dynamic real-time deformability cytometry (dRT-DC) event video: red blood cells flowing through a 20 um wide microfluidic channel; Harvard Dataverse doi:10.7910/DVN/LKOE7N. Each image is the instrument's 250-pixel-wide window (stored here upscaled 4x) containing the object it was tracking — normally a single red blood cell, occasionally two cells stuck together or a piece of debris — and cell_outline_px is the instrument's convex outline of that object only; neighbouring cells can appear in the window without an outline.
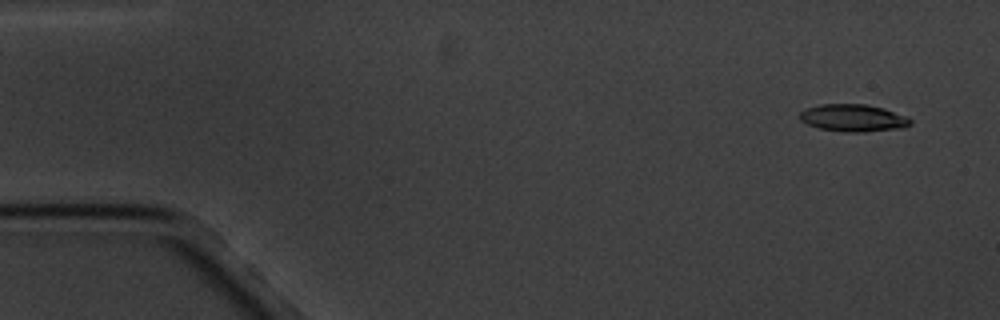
{"species": "common noctule bat (a hibernating species)", "species_latin": "Nyctalus noctula", "temperature_condition": "cold", "stored_images_in_passage": 4, "camera_frame_rate_fps": 3000, "um_per_image_px": 0.085, "animal": {"sex": "male", "body_mass_g": 20.1, "forearm_length_mm": 53.5}, "frame": {"image": 1, "passage_image": 1, "time_ms": 0.0, "image_size_px": [1000, 320], "cell_outline_px": [[912, 124], [904, 128], [864, 132], [844, 132], [820, 128], [808, 124], [800, 120], [800, 112], [808, 108], [820, 104], [864, 104], [884, 108], [908, 116], [912, 120]], "centroid_in_image_um": [72.58, 10.03], "position_along_channel_um": 12.4, "area_um2": 17.69}}
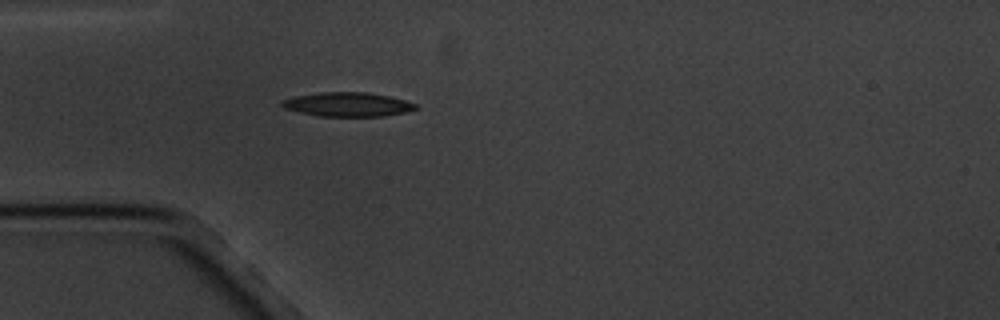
{"frame": {"image": 2, "passage_image": 4, "time_ms": 4.333, "image_size_px": [1000, 320], "cell_outline_px": [[416, 108], [404, 112], [384, 116], [316, 116], [284, 108], [280, 104], [280, 100], [296, 96], [320, 92], [364, 92], [388, 96], [404, 100], [416, 104]], "centroid_in_image_um": [29.49, 8.87], "position_along_channel_um": 55.5, "area_um2": 18.61}}